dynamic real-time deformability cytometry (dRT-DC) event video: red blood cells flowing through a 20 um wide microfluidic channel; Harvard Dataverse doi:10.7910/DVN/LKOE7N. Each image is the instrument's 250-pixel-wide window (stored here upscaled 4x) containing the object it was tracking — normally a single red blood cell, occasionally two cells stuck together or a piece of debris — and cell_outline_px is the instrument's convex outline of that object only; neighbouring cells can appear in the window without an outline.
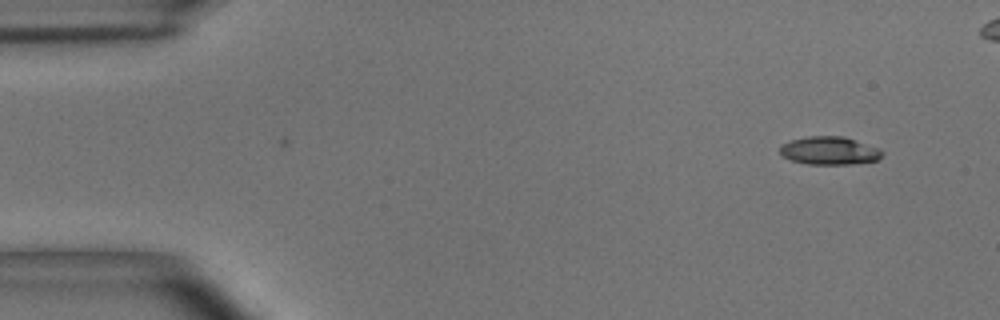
{"species": "common noctule bat (a hibernating species)", "species_latin": "Nyctalus noctula", "temperature_condition": "room temperature", "stored_images_in_passage": 13, "camera_frame_rate_fps": 3000, "um_per_image_px": 0.085, "animal": {"sex": "male", "body_mass_g": 15.6}, "frame": {"image": 1, "passage_image": 1, "time_ms": 0.0, "image_size_px": [1000, 320], "cell_outline_px": [[884, 152], [876, 160], [852, 164], [808, 164], [792, 160], [784, 156], [780, 152], [780, 144], [792, 140], [808, 136], [844, 136], [876, 148]], "centroid_in_image_um": [70.46, 12.8], "position_along_channel_um": 14.5, "area_um2": 16.42}}